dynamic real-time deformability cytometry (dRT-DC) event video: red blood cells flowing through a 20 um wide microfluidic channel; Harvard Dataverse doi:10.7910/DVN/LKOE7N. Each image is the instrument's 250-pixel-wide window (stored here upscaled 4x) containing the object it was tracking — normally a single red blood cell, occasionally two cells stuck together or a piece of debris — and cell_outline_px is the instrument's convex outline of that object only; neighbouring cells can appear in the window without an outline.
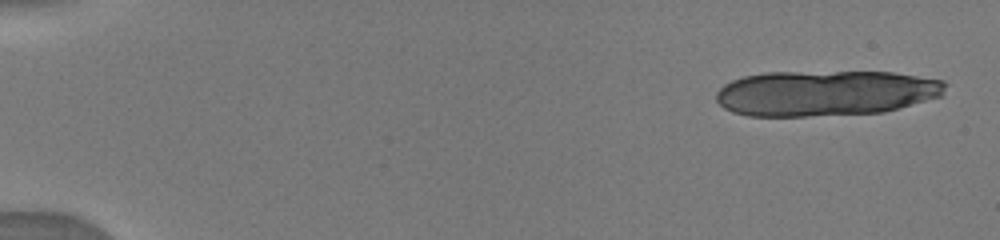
{"species": "human", "species_latin": "Homo sapiens", "temperature_condition": "warm", "stored_images_in_passage": 10, "camera_frame_rate_fps": 3000, "um_per_image_px": 0.085, "donor": {"sex": "male"}, "frame": {"image": 1, "passage_image": 1, "time_ms": 0.0, "image_size_px": [1000, 240], "cell_outline_px": [[948, 84], [944, 96], [884, 112], [804, 116], [748, 116], [732, 112], [724, 108], [716, 100], [716, 92], [724, 84], [732, 80], [744, 76], [764, 72], [892, 72], [944, 80]], "centroid_in_image_um": [70.19, 7.91], "position_along_channel_um": 14.8, "area_um2": 61.27}}